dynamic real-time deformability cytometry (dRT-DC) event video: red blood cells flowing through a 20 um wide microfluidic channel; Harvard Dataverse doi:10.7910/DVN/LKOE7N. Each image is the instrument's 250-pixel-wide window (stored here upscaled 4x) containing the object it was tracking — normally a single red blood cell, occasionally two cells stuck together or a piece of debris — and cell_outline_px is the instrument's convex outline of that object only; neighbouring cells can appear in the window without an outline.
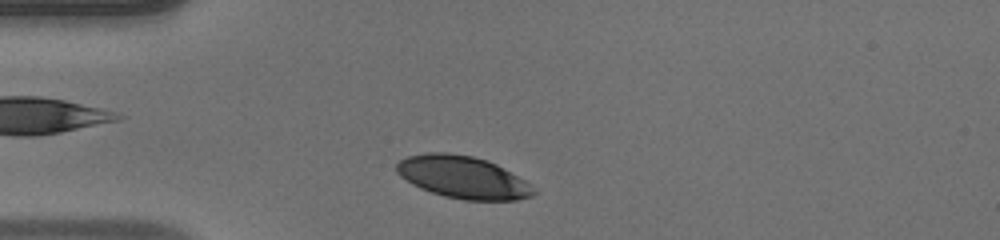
{"species": "human", "species_latin": "Homo sapiens", "temperature_condition": "warm", "stored_images_in_passage": 34, "camera_frame_rate_fps": 3000, "um_per_image_px": 0.085, "donor": {"sex": "male"}, "frame": {"image": 1, "passage_image": 2, "time_ms": 0.333, "image_size_px": [1000, 240], "cell_outline_px": [[536, 192], [532, 196], [516, 200], [464, 200], [444, 196], [420, 188], [412, 184], [400, 176], [396, 172], [396, 164], [400, 160], [408, 156], [428, 152], [448, 152], [472, 156], [488, 160], [496, 164], [532, 184]], "centroid_in_image_um": [39.35, 15.06], "position_along_channel_um": 45.7, "area_um2": 33.87}}
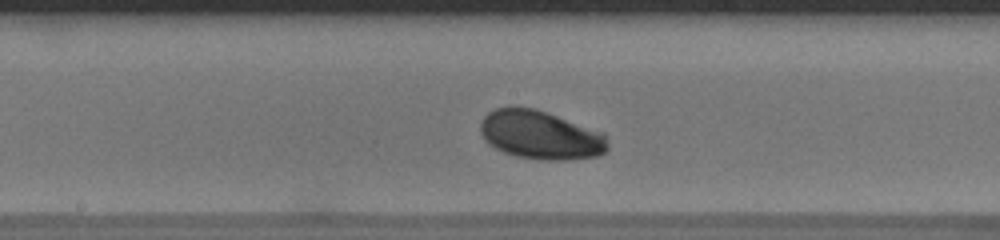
{"frame": {"image": 2, "passage_image": 15, "time_ms": 4.667, "image_size_px": [1000, 240], "cell_outline_px": [[608, 148], [600, 156], [564, 160], [540, 160], [516, 156], [504, 152], [488, 144], [484, 140], [480, 132], [480, 120], [488, 112], [496, 108], [536, 108], [604, 132], [608, 144]], "centroid_in_image_um": [45.95, 11.48], "position_along_channel_um": 202.3, "area_um2": 36.3}}
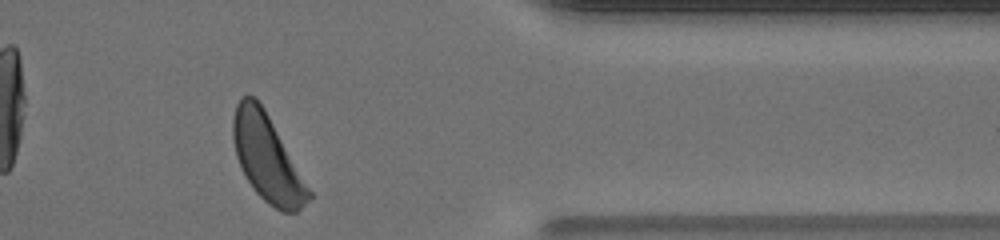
{"frame": {"image": 3, "passage_image": 30, "time_ms": 9.667, "image_size_px": [1000, 240], "cell_outline_px": [[312, 196], [296, 212], [280, 212], [268, 204], [256, 192], [248, 180], [236, 156], [232, 140], [232, 120], [236, 104], [240, 96], [256, 96], [264, 108], [312, 192]], "centroid_in_image_um": [22.69, 13.42], "position_along_channel_um": 388.7, "area_um2": 37.74}, "authors_computed_cell_mechanics": {"area_um2": 35.3736, "velocity_mm_per_s": 4.0827, "shape_relaxation_time_tau1_ms": 1.6805, "shape_relaxation_time_tau2_ms": null, "deformation_change_tau1": 0.1254, "deformation_change_tau2": null}}